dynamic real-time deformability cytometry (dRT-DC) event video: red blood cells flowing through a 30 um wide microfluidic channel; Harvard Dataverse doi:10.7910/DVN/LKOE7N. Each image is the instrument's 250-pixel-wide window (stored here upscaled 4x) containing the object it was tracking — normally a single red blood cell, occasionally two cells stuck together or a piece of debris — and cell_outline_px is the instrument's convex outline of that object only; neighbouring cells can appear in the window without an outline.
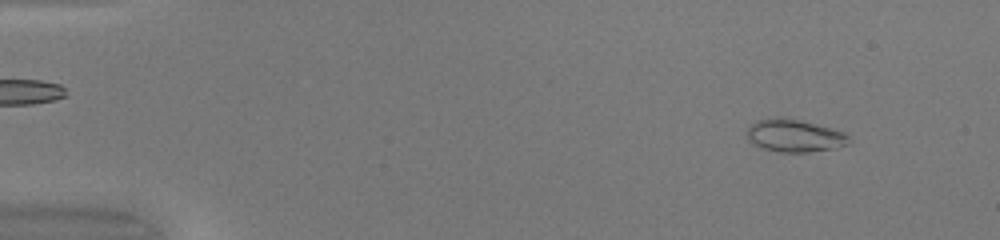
{"species": "common noctule bat (a hibernating species)", "species_latin": "Nyctalus noctula", "temperature_condition": "warm", "stored_images_in_passage": 49, "camera_frame_rate_fps": 3000, "um_per_image_px": 0.085, "animal": {"sex": "female", "body_mass_g": 20.0, "forearm_length_mm": 54.0}, "frame": {"image": 1, "passage_image": 5, "time_ms": 1.333, "image_size_px": [1000, 240], "cell_outline_px": [[852, 140], [848, 144], [836, 148], [808, 152], [780, 152], [760, 148], [752, 144], [748, 140], [748, 128], [756, 120], [776, 116], [784, 116], [832, 128], [844, 132]], "centroid_in_image_um": [67.52, 11.52], "position_along_channel_um": 17.5, "area_um2": 19.71}}
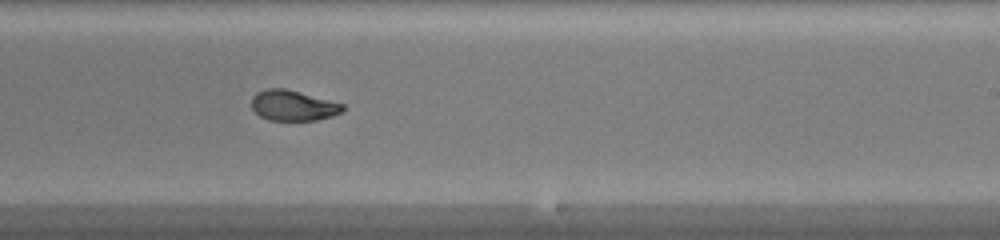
{"frame": {"image": 2, "passage_image": 31, "time_ms": 10.0, "image_size_px": [1000, 240], "cell_outline_px": [[344, 112], [332, 116], [316, 120], [268, 120], [260, 116], [252, 108], [252, 96], [256, 92], [268, 88], [284, 88], [344, 104]], "centroid_in_image_um": [24.91, 8.97], "position_along_channel_um": 264.1, "area_um2": 16.13}}
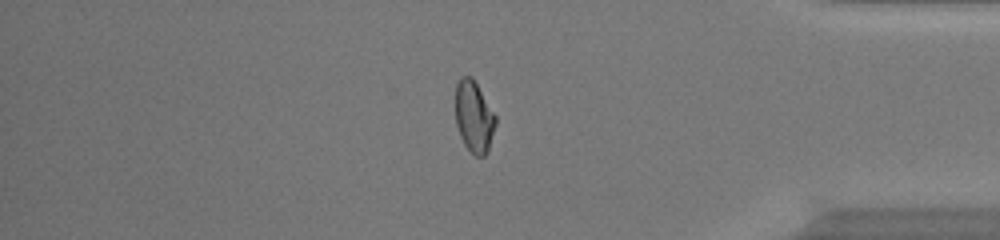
{"frame": {"image": 3, "passage_image": 42, "time_ms": 13.667, "image_size_px": [1000, 240], "cell_outline_px": [[496, 124], [488, 148], [484, 156], [476, 156], [464, 144], [460, 136], [456, 124], [456, 84], [460, 76], [472, 76], [496, 116]], "centroid_in_image_um": [40.28, 9.89], "position_along_channel_um": 394.9, "area_um2": 16.53}, "authors_computed_cell_mechanics": {"area_um2": 17.629, "velocity_mm_per_s": 4.2339, "shape_relaxation_time_tau1_ms": null, "shape_relaxation_time_tau2_ms": 1.5715, "deformation_change_tau1": null, "deformation_change_tau2": 0.0561}}